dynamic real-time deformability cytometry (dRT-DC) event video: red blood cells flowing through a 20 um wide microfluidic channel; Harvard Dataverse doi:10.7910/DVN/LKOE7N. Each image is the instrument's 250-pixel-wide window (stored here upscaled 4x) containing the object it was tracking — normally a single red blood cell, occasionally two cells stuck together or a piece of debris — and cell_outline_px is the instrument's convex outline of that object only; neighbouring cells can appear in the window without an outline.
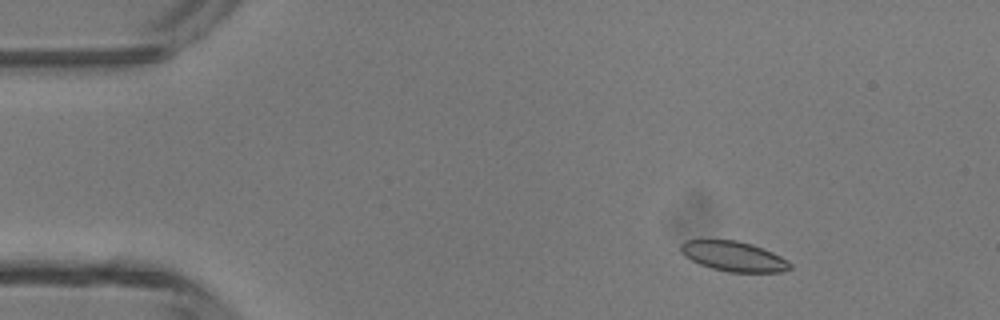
{"species": "common noctule bat (a hibernating species)", "species_latin": "Nyctalus noctula", "temperature_condition": "room temperature", "stored_images_in_passage": 46, "camera_frame_rate_fps": 3000, "um_per_image_px": 0.085, "animal": {"sex": "male", "body_mass_g": 13.3}, "frame": {"image": 1, "passage_image": 6, "time_ms": 1.667, "image_size_px": [1000, 320], "cell_outline_px": [[792, 268], [784, 272], [728, 272], [712, 268], [700, 264], [684, 256], [680, 252], [680, 244], [684, 240], [736, 240], [752, 244], [764, 248], [788, 260], [792, 264]], "centroid_in_image_um": [62.37, 21.79], "position_along_channel_um": 22.6, "area_um2": 19.25}}
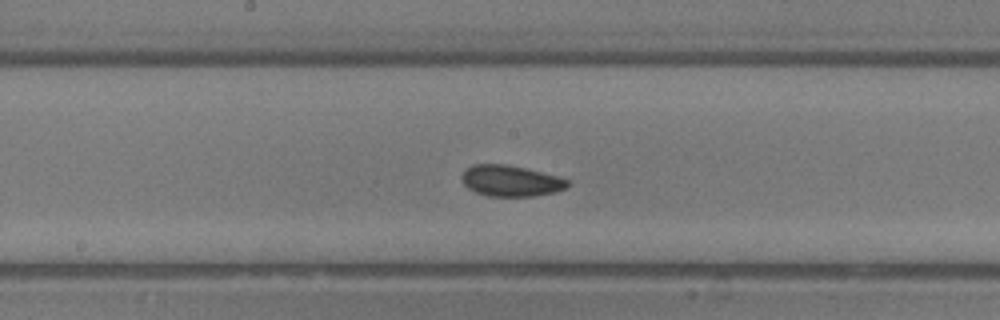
{"frame": {"image": 2, "passage_image": 24, "time_ms": 7.667, "image_size_px": [1000, 320], "cell_outline_px": [[568, 188], [556, 192], [532, 196], [488, 196], [476, 192], [468, 188], [460, 180], [460, 176], [472, 164], [504, 164], [524, 168], [560, 176], [568, 180]], "centroid_in_image_um": [43.42, 15.37], "position_along_channel_um": 204.8, "area_um2": 19.19}}
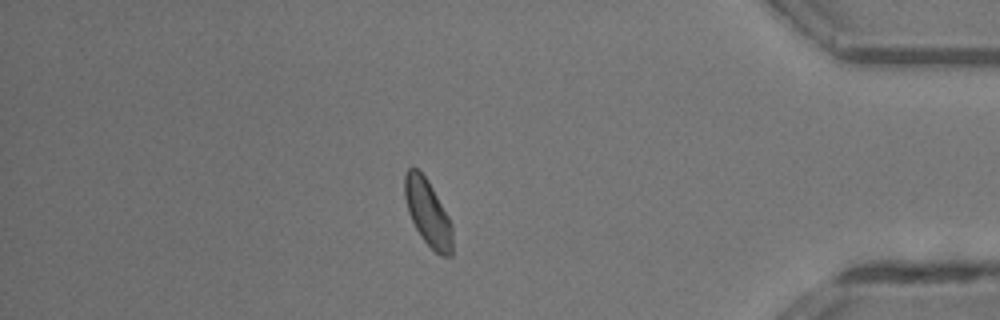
{"frame": {"image": 3, "passage_image": 40, "time_ms": 13.0, "image_size_px": [1000, 320], "cell_outline_px": [[452, 256], [440, 256], [420, 236], [408, 212], [404, 196], [404, 176], [408, 168], [416, 168], [428, 180], [448, 216], [452, 224]], "centroid_in_image_um": [36.36, 18.09], "position_along_channel_um": 398.8, "area_um2": 18.32}, "authors_computed_cell_mechanics": {"area_um2": 18.9006, "velocity_mm_per_s": 4.3767, "shape_relaxation_time_tau1_ms": 2.4324, "shape_relaxation_time_tau2_ms": 1.2902, "deformation_change_tau1": 0.0583, "deformation_change_tau2": 0.0613}}